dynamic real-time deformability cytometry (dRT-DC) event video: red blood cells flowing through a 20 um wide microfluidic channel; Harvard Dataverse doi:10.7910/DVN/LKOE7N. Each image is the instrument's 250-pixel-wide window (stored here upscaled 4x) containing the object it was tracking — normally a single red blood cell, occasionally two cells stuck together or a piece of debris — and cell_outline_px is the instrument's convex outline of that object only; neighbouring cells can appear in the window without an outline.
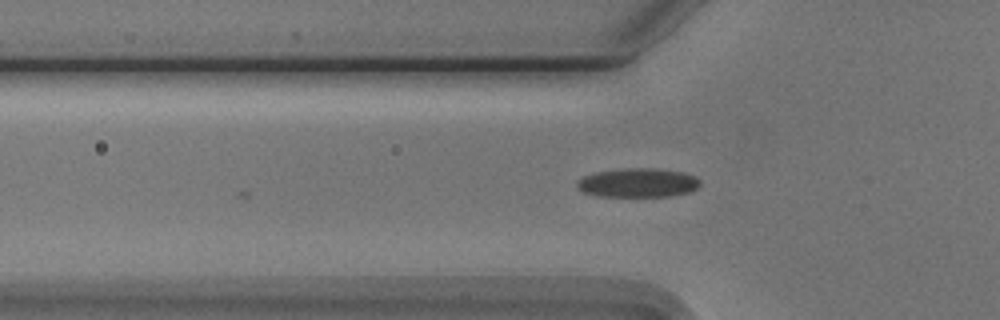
{"species": "Egyptian fruit bat (a non-hibernating species)", "species_latin": "Rousettus aegyptiacus", "temperature_condition": "cold", "stored_images_in_passage": 8, "camera_frame_rate_fps": 3000, "um_per_image_px": 0.085, "animal": {"sex": "male"}, "frame": {"image": 1, "passage_image": 8, "time_ms": 2.333, "image_size_px": [1000, 320], "cell_outline_px": [[700, 184], [696, 188], [688, 192], [668, 196], [600, 196], [584, 192], [576, 188], [576, 180], [584, 176], [596, 172], [624, 168], [656, 168], [684, 172], [696, 176], [700, 180]], "centroid_in_image_um": [54.21, 15.52], "position_along_channel_um": 71.6, "area_um2": 20.87}}